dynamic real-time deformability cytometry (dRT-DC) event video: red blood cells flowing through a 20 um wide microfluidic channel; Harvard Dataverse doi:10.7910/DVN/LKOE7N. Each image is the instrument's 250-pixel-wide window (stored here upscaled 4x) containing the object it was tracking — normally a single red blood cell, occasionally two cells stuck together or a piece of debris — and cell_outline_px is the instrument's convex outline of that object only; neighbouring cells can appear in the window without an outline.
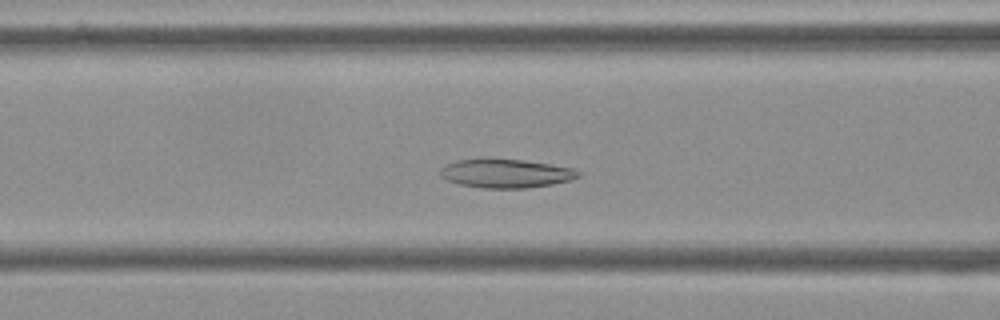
{"species": "Egyptian fruit bat (a non-hibernating species)", "species_latin": "Rousettus aegyptiacus", "temperature_condition": "cold", "stored_images_in_passage": 54, "camera_frame_rate_fps": 3000, "um_per_image_px": 0.085, "frame": {"image": 1, "passage_image": 20, "time_ms": 6.333, "image_size_px": [1000, 320], "cell_outline_px": [[580, 176], [572, 180], [552, 184], [528, 188], [484, 188], [460, 184], [448, 180], [440, 176], [440, 168], [444, 164], [456, 160], [480, 156], [488, 156], [524, 160], [572, 168], [580, 172]], "centroid_in_image_um": [42.93, 14.7], "position_along_channel_um": 123.7, "area_um2": 23.87}}
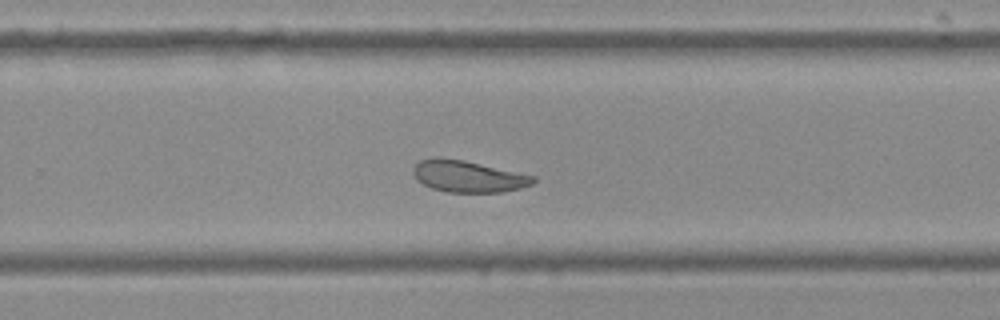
{"frame": {"image": 2, "passage_image": 34, "time_ms": 11.0, "image_size_px": [1000, 320], "cell_outline_px": [[536, 180], [532, 184], [520, 188], [504, 192], [448, 192], [432, 188], [416, 180], [412, 172], [412, 168], [420, 160], [432, 156], [440, 156], [464, 160], [536, 176]], "centroid_in_image_um": [39.76, 14.97], "position_along_channel_um": 290.0, "area_um2": 22.37}}
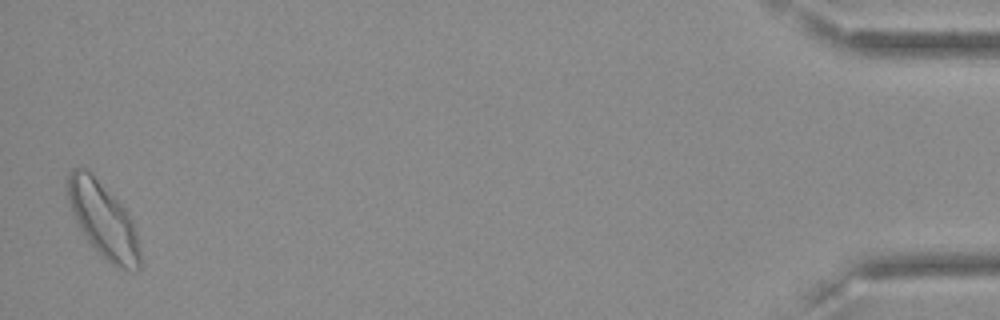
{"frame": {"image": 3, "passage_image": 53, "time_ms": 17.333, "image_size_px": [1000, 320], "cell_outline_px": [[140, 268], [132, 272], [128, 272], [112, 268], [88, 240], [80, 228], [76, 220], [68, 200], [68, 176], [72, 168], [84, 168], [124, 208], [132, 220], [136, 232], [140, 252]], "centroid_in_image_um": [8.81, 18.82], "position_along_channel_um": 426.4, "area_um2": 31.1}, "authors_computed_cell_mechanics": {"area_um2": 24.9118, "velocity_mm_per_s": 3.5696, "shape_relaxation_time_tau1_ms": null, "shape_relaxation_time_tau2_ms": 3.5028, "deformation_change_tau1": null, "deformation_change_tau2": 0.0946}}